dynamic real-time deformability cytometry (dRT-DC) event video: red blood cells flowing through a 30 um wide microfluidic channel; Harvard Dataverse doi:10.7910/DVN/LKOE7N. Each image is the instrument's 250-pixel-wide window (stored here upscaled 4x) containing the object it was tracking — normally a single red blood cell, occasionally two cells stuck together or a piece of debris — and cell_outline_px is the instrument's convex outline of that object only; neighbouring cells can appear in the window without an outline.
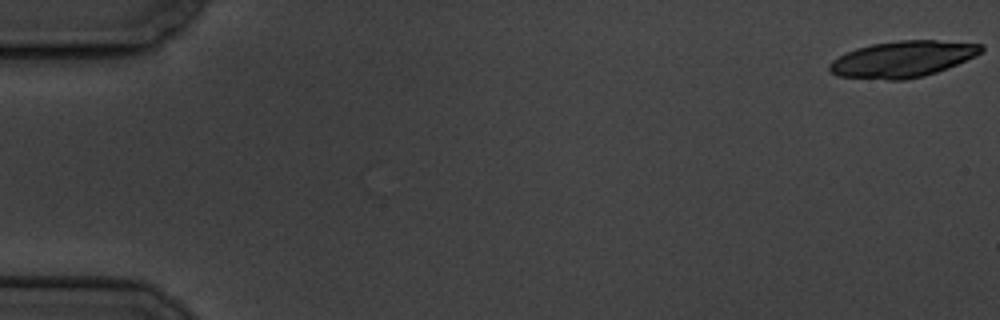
{"species": "common noctule bat (a hibernating species)", "species_latin": "Nyctalus noctula", "temperature_condition": "cold", "stored_images_in_passage": 57, "camera_frame_rate_fps": 3000, "um_per_image_px": 0.085, "animal": {"sex": "male", "body_mass_g": 19.5, "forearm_length_mm": 54.6}, "frame": {"image": 1, "passage_image": 1, "time_ms": 0.0, "image_size_px": [1000, 320], "cell_outline_px": [[984, 48], [976, 56], [948, 68], [924, 76], [904, 80], [888, 80], [836, 76], [828, 68], [828, 64], [832, 60], [856, 48], [872, 44], [900, 40], [936, 40], [984, 44]], "centroid_in_image_um": [76.74, 5.02], "position_along_channel_um": 8.3, "area_um2": 32.08}}